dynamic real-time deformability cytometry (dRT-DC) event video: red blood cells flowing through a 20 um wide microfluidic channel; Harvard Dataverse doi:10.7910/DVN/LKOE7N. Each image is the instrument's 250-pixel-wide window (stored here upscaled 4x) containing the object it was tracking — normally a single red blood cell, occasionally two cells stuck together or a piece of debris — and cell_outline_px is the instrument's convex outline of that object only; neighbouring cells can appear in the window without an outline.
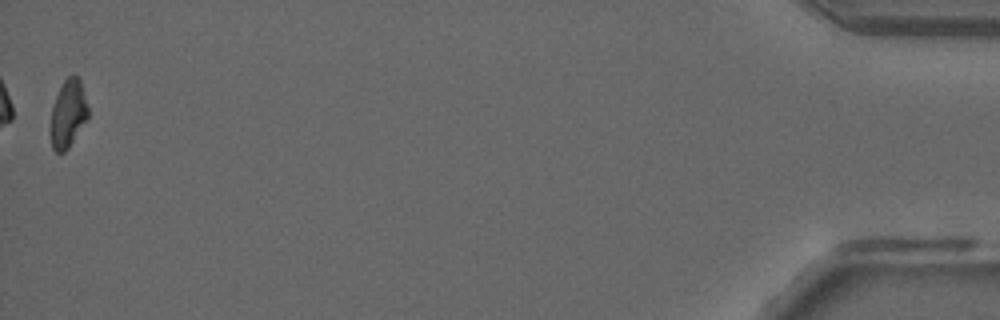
{"species": "common noctule bat (a hibernating species)", "species_latin": "Nyctalus noctula", "temperature_condition": "room temperature", "stored_images_in_passage": 36, "camera_frame_rate_fps": 3000, "um_per_image_px": 0.085, "animal": {"sex": "male", "forearm_length_mm": 52.5}, "frame": {"image": 1, "passage_image": 36, "time_ms": 11.667, "image_size_px": [1000, 320], "cell_outline_px": [[88, 120], [68, 148], [64, 152], [56, 152], [52, 148], [52, 104], [64, 80], [68, 76], [76, 76], [80, 80], [84, 92], [88, 108]], "centroid_in_image_um": [5.82, 9.67], "position_along_channel_um": 429.4, "area_um2": 14.57}, "authors_computed_cell_mechanics": {"area_um2": 15.6638, "velocity_mm_per_s": 3.9747, "shape_relaxation_time_tau1_ms": null, "shape_relaxation_time_tau2_ms": 8.7248, "deformation_change_tau1": null, "deformation_change_tau2": 0.1845}}